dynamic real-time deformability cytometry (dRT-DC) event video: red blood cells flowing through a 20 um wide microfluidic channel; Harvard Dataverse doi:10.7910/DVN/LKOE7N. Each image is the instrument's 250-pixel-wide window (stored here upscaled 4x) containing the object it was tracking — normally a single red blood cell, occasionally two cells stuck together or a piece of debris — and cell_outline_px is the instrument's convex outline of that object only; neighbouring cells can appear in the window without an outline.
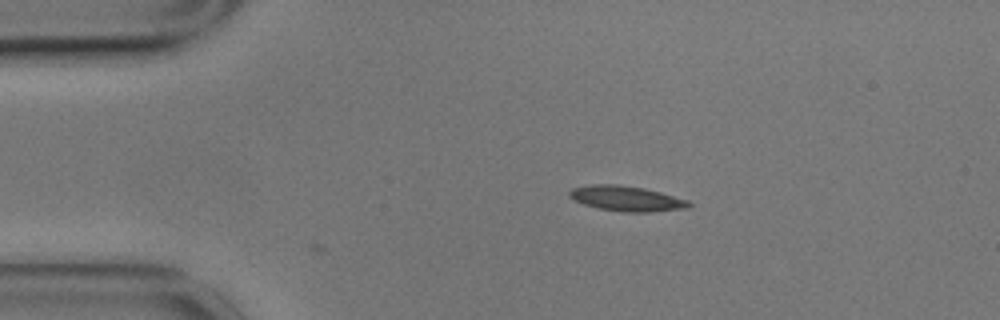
{"species": "common noctule bat (a hibernating species)", "species_latin": "Nyctalus noctula", "temperature_condition": "cold", "stored_images_in_passage": 13, "camera_frame_rate_fps": 3000, "um_per_image_px": 0.085, "animal": {"sex": "male", "body_mass_g": 17.9}, "frame": {"image": 1, "passage_image": 1, "time_ms": 0.0, "image_size_px": [1000, 320], "cell_outline_px": [[692, 204], [688, 208], [648, 212], [624, 212], [600, 208], [584, 204], [572, 200], [568, 196], [568, 192], [572, 188], [592, 184], [616, 184], [644, 188], [660, 192], [688, 200]], "centroid_in_image_um": [53.23, 16.87], "position_along_channel_um": 31.8, "area_um2": 17.51}}